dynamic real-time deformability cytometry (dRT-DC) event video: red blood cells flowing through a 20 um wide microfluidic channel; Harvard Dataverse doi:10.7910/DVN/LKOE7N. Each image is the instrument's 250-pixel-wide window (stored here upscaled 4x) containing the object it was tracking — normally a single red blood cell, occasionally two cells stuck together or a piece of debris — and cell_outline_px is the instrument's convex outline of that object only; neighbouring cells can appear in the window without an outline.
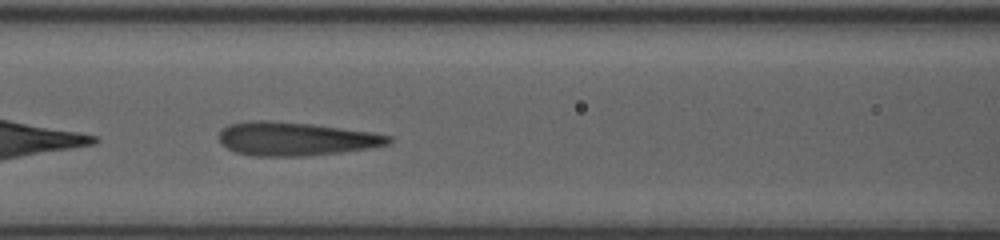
{"species": "human", "species_latin": "Homo sapiens", "temperature_condition": "room temperature", "stored_images_in_passage": 33, "camera_frame_rate_fps": 3000, "um_per_image_px": 0.085, "donor": {"sex": "female"}, "frame": {"image": 1, "passage_image": 6, "time_ms": 1.667, "image_size_px": [1000, 240], "cell_outline_px": [[392, 140], [388, 144], [372, 148], [340, 152], [304, 156], [252, 156], [236, 152], [220, 144], [216, 136], [228, 124], [248, 120], [264, 120], [312, 124], [372, 132], [392, 136]], "centroid_in_image_um": [25.09, 11.8], "position_along_channel_um": 141.5, "area_um2": 33.35}}
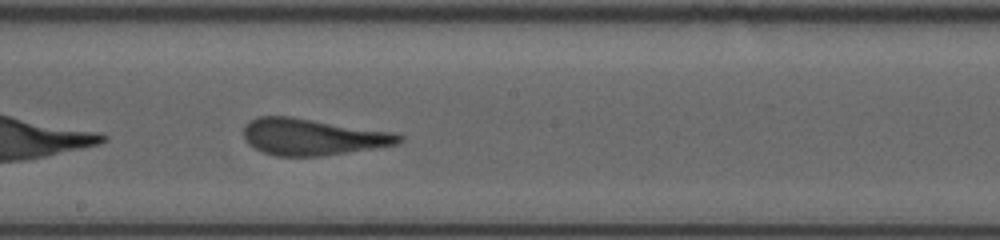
{"frame": {"image": 2, "passage_image": 12, "time_ms": 3.667, "image_size_px": [1000, 240], "cell_outline_px": [[404, 140], [400, 144], [376, 148], [320, 156], [276, 156], [260, 152], [248, 144], [244, 140], [244, 124], [248, 120], [260, 116], [292, 116], [392, 132], [404, 136]], "centroid_in_image_um": [26.54, 11.63], "position_along_channel_um": 221.7, "area_um2": 33.47}}
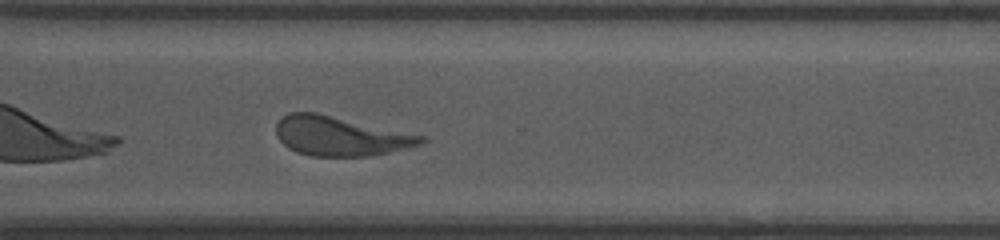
{"frame": {"image": 3, "passage_image": 21, "time_ms": 6.667, "image_size_px": [1000, 240], "cell_outline_px": [[428, 140], [420, 144], [372, 156], [312, 156], [296, 152], [288, 148], [276, 136], [276, 124], [288, 112], [316, 112], [428, 136]], "centroid_in_image_um": [28.94, 11.56], "position_along_channel_um": 341.7, "area_um2": 33.41}, "authors_computed_cell_mechanics": {"area_um2": 33.4662, "velocity_mm_per_s": 4.0168, "shape_relaxation_time_tau1_ms": 5.8758, "shape_relaxation_time_tau2_ms": 0.9716, "deformation_change_tau1": 0.2037, "deformation_change_tau2": 0.1023}}